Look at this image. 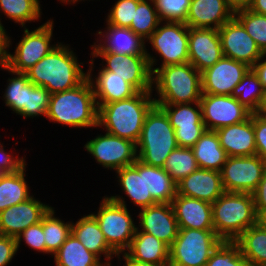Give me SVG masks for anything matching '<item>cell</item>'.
<instances>
[{"label":"cell","mask_w":266,"mask_h":266,"mask_svg":"<svg viewBox=\"0 0 266 266\" xmlns=\"http://www.w3.org/2000/svg\"><path fill=\"white\" fill-rule=\"evenodd\" d=\"M221 242L214 230L179 228L169 247V266H206Z\"/></svg>","instance_id":"9"},{"label":"cell","mask_w":266,"mask_h":266,"mask_svg":"<svg viewBox=\"0 0 266 266\" xmlns=\"http://www.w3.org/2000/svg\"><path fill=\"white\" fill-rule=\"evenodd\" d=\"M223 56L252 67L264 53L243 25L233 17L218 29Z\"/></svg>","instance_id":"16"},{"label":"cell","mask_w":266,"mask_h":266,"mask_svg":"<svg viewBox=\"0 0 266 266\" xmlns=\"http://www.w3.org/2000/svg\"><path fill=\"white\" fill-rule=\"evenodd\" d=\"M39 0H0V12H2L9 20L19 23L22 27H26L28 22H35L41 17V8ZM0 29L5 28L0 20Z\"/></svg>","instance_id":"36"},{"label":"cell","mask_w":266,"mask_h":266,"mask_svg":"<svg viewBox=\"0 0 266 266\" xmlns=\"http://www.w3.org/2000/svg\"><path fill=\"white\" fill-rule=\"evenodd\" d=\"M146 197H152L157 203H172L177 194L176 183L161 167L145 164Z\"/></svg>","instance_id":"34"},{"label":"cell","mask_w":266,"mask_h":266,"mask_svg":"<svg viewBox=\"0 0 266 266\" xmlns=\"http://www.w3.org/2000/svg\"><path fill=\"white\" fill-rule=\"evenodd\" d=\"M171 204L179 228L214 230L211 203L176 194Z\"/></svg>","instance_id":"24"},{"label":"cell","mask_w":266,"mask_h":266,"mask_svg":"<svg viewBox=\"0 0 266 266\" xmlns=\"http://www.w3.org/2000/svg\"><path fill=\"white\" fill-rule=\"evenodd\" d=\"M53 22L52 19L48 20L32 31L25 27L14 54L8 51L12 41L5 32V66L10 71L25 73L57 46L50 44L53 37Z\"/></svg>","instance_id":"8"},{"label":"cell","mask_w":266,"mask_h":266,"mask_svg":"<svg viewBox=\"0 0 266 266\" xmlns=\"http://www.w3.org/2000/svg\"><path fill=\"white\" fill-rule=\"evenodd\" d=\"M72 234L88 251L95 254L99 259H101V255L103 254L105 257V265L111 264L110 261L114 256H118L109 247L96 218L92 214L84 215L75 224L72 222Z\"/></svg>","instance_id":"27"},{"label":"cell","mask_w":266,"mask_h":266,"mask_svg":"<svg viewBox=\"0 0 266 266\" xmlns=\"http://www.w3.org/2000/svg\"><path fill=\"white\" fill-rule=\"evenodd\" d=\"M235 242L250 266H266V229L257 223L245 230Z\"/></svg>","instance_id":"32"},{"label":"cell","mask_w":266,"mask_h":266,"mask_svg":"<svg viewBox=\"0 0 266 266\" xmlns=\"http://www.w3.org/2000/svg\"><path fill=\"white\" fill-rule=\"evenodd\" d=\"M22 239L24 240L25 244L31 247V249L46 254V245L43 232V218L41 222L29 226L16 237L18 250L21 245L20 242L22 241Z\"/></svg>","instance_id":"46"},{"label":"cell","mask_w":266,"mask_h":266,"mask_svg":"<svg viewBox=\"0 0 266 266\" xmlns=\"http://www.w3.org/2000/svg\"><path fill=\"white\" fill-rule=\"evenodd\" d=\"M139 231L153 235L169 247L175 241L179 227L171 203H157L140 209Z\"/></svg>","instance_id":"20"},{"label":"cell","mask_w":266,"mask_h":266,"mask_svg":"<svg viewBox=\"0 0 266 266\" xmlns=\"http://www.w3.org/2000/svg\"><path fill=\"white\" fill-rule=\"evenodd\" d=\"M229 3L235 8L246 7L251 0H228Z\"/></svg>","instance_id":"55"},{"label":"cell","mask_w":266,"mask_h":266,"mask_svg":"<svg viewBox=\"0 0 266 266\" xmlns=\"http://www.w3.org/2000/svg\"><path fill=\"white\" fill-rule=\"evenodd\" d=\"M152 91L138 92L131 98L97 104L98 127L137 144L146 114L155 104Z\"/></svg>","instance_id":"2"},{"label":"cell","mask_w":266,"mask_h":266,"mask_svg":"<svg viewBox=\"0 0 266 266\" xmlns=\"http://www.w3.org/2000/svg\"><path fill=\"white\" fill-rule=\"evenodd\" d=\"M216 133L228 157L256 155L252 114L243 122L217 129Z\"/></svg>","instance_id":"25"},{"label":"cell","mask_w":266,"mask_h":266,"mask_svg":"<svg viewBox=\"0 0 266 266\" xmlns=\"http://www.w3.org/2000/svg\"><path fill=\"white\" fill-rule=\"evenodd\" d=\"M141 0H117L110 8L106 23L117 27L130 28L137 5Z\"/></svg>","instance_id":"44"},{"label":"cell","mask_w":266,"mask_h":266,"mask_svg":"<svg viewBox=\"0 0 266 266\" xmlns=\"http://www.w3.org/2000/svg\"><path fill=\"white\" fill-rule=\"evenodd\" d=\"M2 68L15 75L11 79L8 78V85L3 95L5 105L21 115L28 106L29 92L35 85L28 80L25 73L12 72L6 66Z\"/></svg>","instance_id":"35"},{"label":"cell","mask_w":266,"mask_h":266,"mask_svg":"<svg viewBox=\"0 0 266 266\" xmlns=\"http://www.w3.org/2000/svg\"><path fill=\"white\" fill-rule=\"evenodd\" d=\"M160 22L154 1L141 0L137 5L130 29L143 40H147Z\"/></svg>","instance_id":"40"},{"label":"cell","mask_w":266,"mask_h":266,"mask_svg":"<svg viewBox=\"0 0 266 266\" xmlns=\"http://www.w3.org/2000/svg\"><path fill=\"white\" fill-rule=\"evenodd\" d=\"M177 194L213 203L225 190L221 173L198 168L176 184Z\"/></svg>","instance_id":"22"},{"label":"cell","mask_w":266,"mask_h":266,"mask_svg":"<svg viewBox=\"0 0 266 266\" xmlns=\"http://www.w3.org/2000/svg\"><path fill=\"white\" fill-rule=\"evenodd\" d=\"M188 39L189 27L185 23L160 22L146 42L149 41L155 53L160 55V67H165L188 62Z\"/></svg>","instance_id":"11"},{"label":"cell","mask_w":266,"mask_h":266,"mask_svg":"<svg viewBox=\"0 0 266 266\" xmlns=\"http://www.w3.org/2000/svg\"><path fill=\"white\" fill-rule=\"evenodd\" d=\"M189 60L200 73L212 67L222 57L218 29L189 27Z\"/></svg>","instance_id":"19"},{"label":"cell","mask_w":266,"mask_h":266,"mask_svg":"<svg viewBox=\"0 0 266 266\" xmlns=\"http://www.w3.org/2000/svg\"><path fill=\"white\" fill-rule=\"evenodd\" d=\"M94 58L89 61L91 66L88 72V77L93 85L94 94L97 104L112 103L120 100H125L136 95L138 91L123 78L111 71H99L95 77L92 78V69L94 66ZM98 76V77H97Z\"/></svg>","instance_id":"26"},{"label":"cell","mask_w":266,"mask_h":266,"mask_svg":"<svg viewBox=\"0 0 266 266\" xmlns=\"http://www.w3.org/2000/svg\"><path fill=\"white\" fill-rule=\"evenodd\" d=\"M264 90L258 76L250 69L243 79L233 88L231 96L252 113H257L263 100Z\"/></svg>","instance_id":"38"},{"label":"cell","mask_w":266,"mask_h":266,"mask_svg":"<svg viewBox=\"0 0 266 266\" xmlns=\"http://www.w3.org/2000/svg\"><path fill=\"white\" fill-rule=\"evenodd\" d=\"M199 168L221 171L228 155L221 147L216 131L206 130L192 147Z\"/></svg>","instance_id":"30"},{"label":"cell","mask_w":266,"mask_h":266,"mask_svg":"<svg viewBox=\"0 0 266 266\" xmlns=\"http://www.w3.org/2000/svg\"><path fill=\"white\" fill-rule=\"evenodd\" d=\"M46 118L65 126L97 128L98 106L89 77L71 90L52 94Z\"/></svg>","instance_id":"3"},{"label":"cell","mask_w":266,"mask_h":266,"mask_svg":"<svg viewBox=\"0 0 266 266\" xmlns=\"http://www.w3.org/2000/svg\"><path fill=\"white\" fill-rule=\"evenodd\" d=\"M84 148L97 163L114 171L132 165L138 159L136 143L108 132L87 141Z\"/></svg>","instance_id":"13"},{"label":"cell","mask_w":266,"mask_h":266,"mask_svg":"<svg viewBox=\"0 0 266 266\" xmlns=\"http://www.w3.org/2000/svg\"><path fill=\"white\" fill-rule=\"evenodd\" d=\"M257 223L264 229H266V210L262 211L257 216Z\"/></svg>","instance_id":"57"},{"label":"cell","mask_w":266,"mask_h":266,"mask_svg":"<svg viewBox=\"0 0 266 266\" xmlns=\"http://www.w3.org/2000/svg\"><path fill=\"white\" fill-rule=\"evenodd\" d=\"M228 0H191L185 24L194 28L219 29L234 17Z\"/></svg>","instance_id":"21"},{"label":"cell","mask_w":266,"mask_h":266,"mask_svg":"<svg viewBox=\"0 0 266 266\" xmlns=\"http://www.w3.org/2000/svg\"><path fill=\"white\" fill-rule=\"evenodd\" d=\"M107 30L97 31L100 42L91 45L92 52H111L122 55H147L145 40L135 34L130 28L107 24ZM105 33V34H103ZM103 36V37H102ZM101 38H105L104 40ZM99 42V43H98ZM102 42V43H101Z\"/></svg>","instance_id":"23"},{"label":"cell","mask_w":266,"mask_h":266,"mask_svg":"<svg viewBox=\"0 0 266 266\" xmlns=\"http://www.w3.org/2000/svg\"><path fill=\"white\" fill-rule=\"evenodd\" d=\"M250 69L243 62L223 56L212 67L201 72L202 93L231 95L233 88Z\"/></svg>","instance_id":"17"},{"label":"cell","mask_w":266,"mask_h":266,"mask_svg":"<svg viewBox=\"0 0 266 266\" xmlns=\"http://www.w3.org/2000/svg\"><path fill=\"white\" fill-rule=\"evenodd\" d=\"M25 159L23 157H14L10 153L4 150L3 144L0 142V178L8 173L17 171L25 164Z\"/></svg>","instance_id":"48"},{"label":"cell","mask_w":266,"mask_h":266,"mask_svg":"<svg viewBox=\"0 0 266 266\" xmlns=\"http://www.w3.org/2000/svg\"><path fill=\"white\" fill-rule=\"evenodd\" d=\"M53 257L56 266H105L72 233Z\"/></svg>","instance_id":"33"},{"label":"cell","mask_w":266,"mask_h":266,"mask_svg":"<svg viewBox=\"0 0 266 266\" xmlns=\"http://www.w3.org/2000/svg\"><path fill=\"white\" fill-rule=\"evenodd\" d=\"M257 216L266 210V170L256 190L252 193Z\"/></svg>","instance_id":"50"},{"label":"cell","mask_w":266,"mask_h":266,"mask_svg":"<svg viewBox=\"0 0 266 266\" xmlns=\"http://www.w3.org/2000/svg\"><path fill=\"white\" fill-rule=\"evenodd\" d=\"M25 167L26 163L17 171L8 172L0 178V212L32 197L25 181Z\"/></svg>","instance_id":"31"},{"label":"cell","mask_w":266,"mask_h":266,"mask_svg":"<svg viewBox=\"0 0 266 266\" xmlns=\"http://www.w3.org/2000/svg\"><path fill=\"white\" fill-rule=\"evenodd\" d=\"M206 266H250L235 241H222L211 253Z\"/></svg>","instance_id":"42"},{"label":"cell","mask_w":266,"mask_h":266,"mask_svg":"<svg viewBox=\"0 0 266 266\" xmlns=\"http://www.w3.org/2000/svg\"><path fill=\"white\" fill-rule=\"evenodd\" d=\"M51 93L44 87L34 86L29 92L28 106L21 114L24 118L45 116L48 111Z\"/></svg>","instance_id":"45"},{"label":"cell","mask_w":266,"mask_h":266,"mask_svg":"<svg viewBox=\"0 0 266 266\" xmlns=\"http://www.w3.org/2000/svg\"><path fill=\"white\" fill-rule=\"evenodd\" d=\"M234 17L243 25L260 50L266 53V15L241 7L235 9Z\"/></svg>","instance_id":"41"},{"label":"cell","mask_w":266,"mask_h":266,"mask_svg":"<svg viewBox=\"0 0 266 266\" xmlns=\"http://www.w3.org/2000/svg\"><path fill=\"white\" fill-rule=\"evenodd\" d=\"M266 53L251 67L254 73L258 76L263 90L266 91Z\"/></svg>","instance_id":"51"},{"label":"cell","mask_w":266,"mask_h":266,"mask_svg":"<svg viewBox=\"0 0 266 266\" xmlns=\"http://www.w3.org/2000/svg\"><path fill=\"white\" fill-rule=\"evenodd\" d=\"M257 114L266 117V91H264L263 100L257 111Z\"/></svg>","instance_id":"56"},{"label":"cell","mask_w":266,"mask_h":266,"mask_svg":"<svg viewBox=\"0 0 266 266\" xmlns=\"http://www.w3.org/2000/svg\"><path fill=\"white\" fill-rule=\"evenodd\" d=\"M76 54L60 42L45 57L28 69L25 74L36 86L46 88L51 95L71 90L87 77L79 65Z\"/></svg>","instance_id":"1"},{"label":"cell","mask_w":266,"mask_h":266,"mask_svg":"<svg viewBox=\"0 0 266 266\" xmlns=\"http://www.w3.org/2000/svg\"><path fill=\"white\" fill-rule=\"evenodd\" d=\"M43 232L46 254L53 256L72 233V222H64L55 217L53 207L43 217Z\"/></svg>","instance_id":"37"},{"label":"cell","mask_w":266,"mask_h":266,"mask_svg":"<svg viewBox=\"0 0 266 266\" xmlns=\"http://www.w3.org/2000/svg\"><path fill=\"white\" fill-rule=\"evenodd\" d=\"M152 88L158 98L155 104H183L200 102L201 73L189 62L151 68Z\"/></svg>","instance_id":"4"},{"label":"cell","mask_w":266,"mask_h":266,"mask_svg":"<svg viewBox=\"0 0 266 266\" xmlns=\"http://www.w3.org/2000/svg\"><path fill=\"white\" fill-rule=\"evenodd\" d=\"M131 259L154 264H169V246L153 235L139 231L125 252Z\"/></svg>","instance_id":"29"},{"label":"cell","mask_w":266,"mask_h":266,"mask_svg":"<svg viewBox=\"0 0 266 266\" xmlns=\"http://www.w3.org/2000/svg\"><path fill=\"white\" fill-rule=\"evenodd\" d=\"M177 184L183 178L195 172L199 166L195 160L192 148L177 147L167 157L162 167Z\"/></svg>","instance_id":"39"},{"label":"cell","mask_w":266,"mask_h":266,"mask_svg":"<svg viewBox=\"0 0 266 266\" xmlns=\"http://www.w3.org/2000/svg\"><path fill=\"white\" fill-rule=\"evenodd\" d=\"M256 155L266 163V117L252 113Z\"/></svg>","instance_id":"47"},{"label":"cell","mask_w":266,"mask_h":266,"mask_svg":"<svg viewBox=\"0 0 266 266\" xmlns=\"http://www.w3.org/2000/svg\"><path fill=\"white\" fill-rule=\"evenodd\" d=\"M17 241L11 236L0 235V266H7L16 255Z\"/></svg>","instance_id":"49"},{"label":"cell","mask_w":266,"mask_h":266,"mask_svg":"<svg viewBox=\"0 0 266 266\" xmlns=\"http://www.w3.org/2000/svg\"><path fill=\"white\" fill-rule=\"evenodd\" d=\"M147 55H122L111 52H91L92 58L101 57L105 66L100 71H111L131 84L138 92L153 91L152 71L157 59ZM104 67V68H103Z\"/></svg>","instance_id":"10"},{"label":"cell","mask_w":266,"mask_h":266,"mask_svg":"<svg viewBox=\"0 0 266 266\" xmlns=\"http://www.w3.org/2000/svg\"><path fill=\"white\" fill-rule=\"evenodd\" d=\"M125 264L123 266H169V264H154L148 262H140L137 260L131 259L126 253H122Z\"/></svg>","instance_id":"53"},{"label":"cell","mask_w":266,"mask_h":266,"mask_svg":"<svg viewBox=\"0 0 266 266\" xmlns=\"http://www.w3.org/2000/svg\"><path fill=\"white\" fill-rule=\"evenodd\" d=\"M153 1L161 22H186L191 0Z\"/></svg>","instance_id":"43"},{"label":"cell","mask_w":266,"mask_h":266,"mask_svg":"<svg viewBox=\"0 0 266 266\" xmlns=\"http://www.w3.org/2000/svg\"><path fill=\"white\" fill-rule=\"evenodd\" d=\"M246 7L255 13L266 15V0H251Z\"/></svg>","instance_id":"52"},{"label":"cell","mask_w":266,"mask_h":266,"mask_svg":"<svg viewBox=\"0 0 266 266\" xmlns=\"http://www.w3.org/2000/svg\"><path fill=\"white\" fill-rule=\"evenodd\" d=\"M136 145L138 160L161 168L170 153L178 147L175 130L160 106L154 104L146 114Z\"/></svg>","instance_id":"6"},{"label":"cell","mask_w":266,"mask_h":266,"mask_svg":"<svg viewBox=\"0 0 266 266\" xmlns=\"http://www.w3.org/2000/svg\"><path fill=\"white\" fill-rule=\"evenodd\" d=\"M50 208L33 195L24 202L6 208L0 212V235L16 238L29 226L41 222Z\"/></svg>","instance_id":"18"},{"label":"cell","mask_w":266,"mask_h":266,"mask_svg":"<svg viewBox=\"0 0 266 266\" xmlns=\"http://www.w3.org/2000/svg\"><path fill=\"white\" fill-rule=\"evenodd\" d=\"M102 199L97 214H91L96 218L109 247L120 260V254L125 253L131 245L137 225L127 209L125 198L114 195Z\"/></svg>","instance_id":"7"},{"label":"cell","mask_w":266,"mask_h":266,"mask_svg":"<svg viewBox=\"0 0 266 266\" xmlns=\"http://www.w3.org/2000/svg\"><path fill=\"white\" fill-rule=\"evenodd\" d=\"M266 170L258 156L228 157L220 173L225 192L253 193Z\"/></svg>","instance_id":"12"},{"label":"cell","mask_w":266,"mask_h":266,"mask_svg":"<svg viewBox=\"0 0 266 266\" xmlns=\"http://www.w3.org/2000/svg\"><path fill=\"white\" fill-rule=\"evenodd\" d=\"M156 105L168 116L179 147L192 148L207 130L202 120L200 102Z\"/></svg>","instance_id":"15"},{"label":"cell","mask_w":266,"mask_h":266,"mask_svg":"<svg viewBox=\"0 0 266 266\" xmlns=\"http://www.w3.org/2000/svg\"><path fill=\"white\" fill-rule=\"evenodd\" d=\"M5 66V31L0 29V67Z\"/></svg>","instance_id":"54"},{"label":"cell","mask_w":266,"mask_h":266,"mask_svg":"<svg viewBox=\"0 0 266 266\" xmlns=\"http://www.w3.org/2000/svg\"><path fill=\"white\" fill-rule=\"evenodd\" d=\"M118 184L122 191L140 209L157 204L152 197H146L145 164L136 160L132 165L125 166L117 171Z\"/></svg>","instance_id":"28"},{"label":"cell","mask_w":266,"mask_h":266,"mask_svg":"<svg viewBox=\"0 0 266 266\" xmlns=\"http://www.w3.org/2000/svg\"><path fill=\"white\" fill-rule=\"evenodd\" d=\"M200 105L203 123L210 131L243 122L252 114L237 98L231 95L202 93Z\"/></svg>","instance_id":"14"},{"label":"cell","mask_w":266,"mask_h":266,"mask_svg":"<svg viewBox=\"0 0 266 266\" xmlns=\"http://www.w3.org/2000/svg\"><path fill=\"white\" fill-rule=\"evenodd\" d=\"M214 232L222 241H235L245 230L257 224L251 193L224 192L212 203Z\"/></svg>","instance_id":"5"},{"label":"cell","mask_w":266,"mask_h":266,"mask_svg":"<svg viewBox=\"0 0 266 266\" xmlns=\"http://www.w3.org/2000/svg\"><path fill=\"white\" fill-rule=\"evenodd\" d=\"M59 1H62L63 3H67V4H70L71 3V5L72 4H75L76 2H80V1H82V0H59ZM84 1V0H83Z\"/></svg>","instance_id":"58"}]
</instances>
